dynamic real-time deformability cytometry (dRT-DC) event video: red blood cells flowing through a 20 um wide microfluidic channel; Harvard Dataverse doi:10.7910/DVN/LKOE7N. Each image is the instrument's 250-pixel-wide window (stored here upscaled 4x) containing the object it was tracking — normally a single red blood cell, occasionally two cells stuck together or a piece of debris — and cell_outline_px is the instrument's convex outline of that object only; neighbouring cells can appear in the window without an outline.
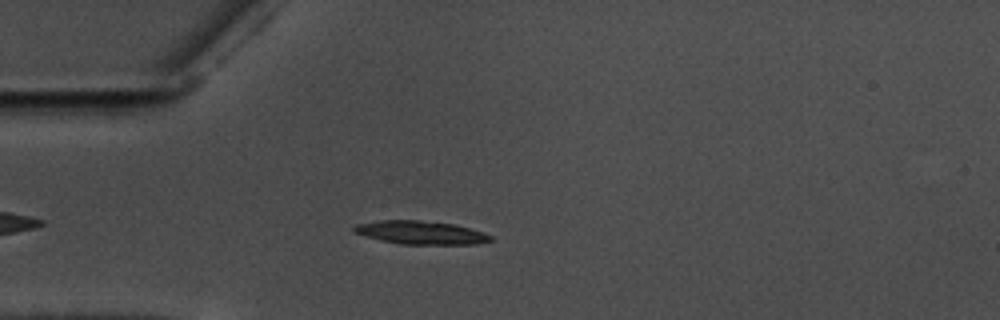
{"species": "common noctule bat (a hibernating species)", "species_latin": "Nyctalus noctula", "temperature_condition": "warm", "stored_images_in_passage": 40, "camera_frame_rate_fps": 3000, "um_per_image_px": 0.085, "animal": {"sex": "male", "body_mass_g": 17.5, "forearm_length_mm": 52.3}, "frame": {"image": 1, "passage_image": 4, "time_ms": 1.0, "image_size_px": [1000, 320], "cell_outline_px": [[492, 240], [476, 244], [400, 244], [380, 240], [356, 232], [352, 228], [356, 224], [380, 220], [420, 220], [456, 224], [484, 232], [492, 236]], "centroid_in_image_um": [35.81, 19.76], "position_along_channel_um": 49.2, "area_um2": 18.5}}
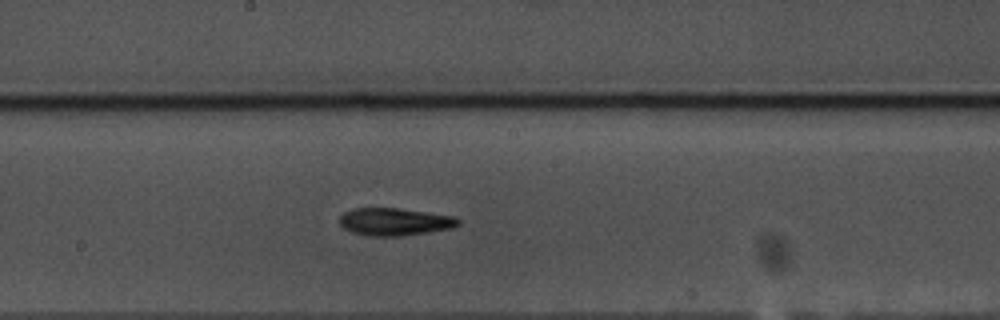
{"frame": {"image": 2, "passage_image": 19, "time_ms": 6.0, "image_size_px": [1000, 320], "cell_outline_px": [[460, 224], [452, 228], [428, 232], [400, 236], [368, 236], [352, 232], [344, 228], [340, 224], [340, 216], [344, 212], [352, 208], [400, 208], [452, 216], [460, 220]], "centroid_in_image_um": [33.52, 18.85], "position_along_channel_um": 214.7, "area_um2": 19.02}}
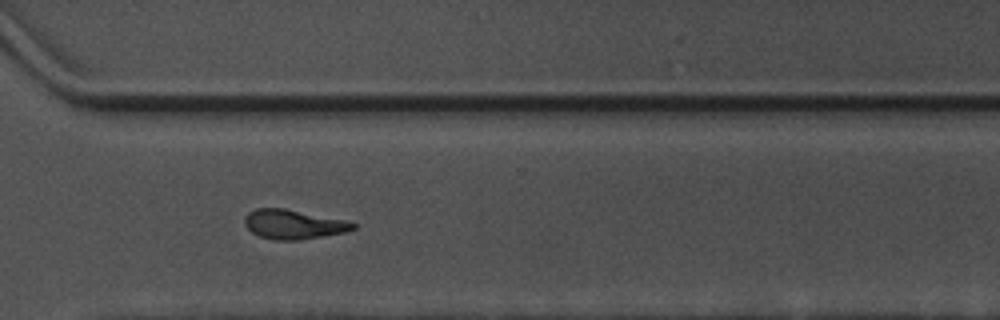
{"frame": {"image": 3, "passage_image": 30, "time_ms": 9.667, "image_size_px": [1000, 320], "cell_outline_px": [[356, 228], [344, 232], [296, 240], [272, 240], [260, 236], [252, 232], [244, 224], [244, 216], [248, 212], [256, 208], [284, 208], [344, 220], [356, 224]], "centroid_in_image_um": [24.88, 19.06], "position_along_channel_um": 345.7, "area_um2": 18.32}, "authors_computed_cell_mechanics": {"area_um2": 18.4671, "velocity_mm_per_s": 3.5677, "shape_relaxation_time_tau1_ms": 4.4211, "shape_relaxation_time_tau2_ms": 5.9597, "deformation_change_tau1": 0.1866, "deformation_change_tau2": 0.1436}}